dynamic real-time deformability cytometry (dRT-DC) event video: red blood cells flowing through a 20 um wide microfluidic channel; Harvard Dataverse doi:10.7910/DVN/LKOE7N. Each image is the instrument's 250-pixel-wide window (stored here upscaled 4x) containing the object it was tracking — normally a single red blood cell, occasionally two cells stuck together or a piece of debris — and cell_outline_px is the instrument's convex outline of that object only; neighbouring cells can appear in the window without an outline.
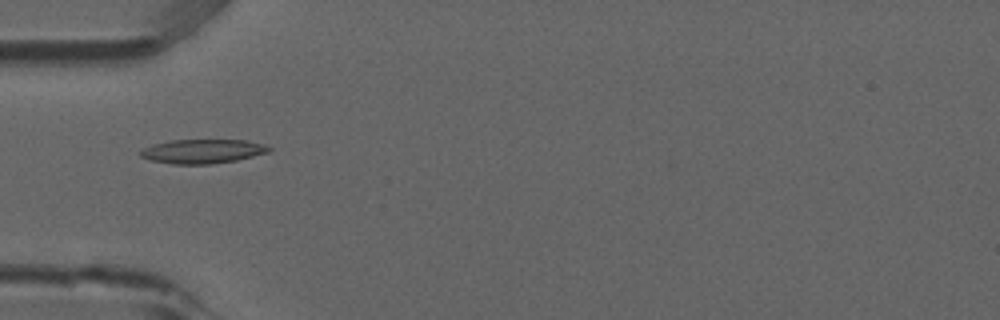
{"species": "common noctule bat (a hibernating species)", "species_latin": "Nyctalus noctula", "temperature_condition": "room temperature", "stored_images_in_passage": 3, "camera_frame_rate_fps": 3000, "um_per_image_px": 0.085, "animal": {"sex": "male", "forearm_length_mm": 52.5}, "frame": {"image": 1, "passage_image": 1, "time_ms": 0.0, "image_size_px": [1000, 320], "cell_outline_px": [[272, 148], [268, 152], [236, 160], [212, 164], [172, 164], [152, 160], [140, 156], [140, 152], [144, 148], [152, 144], [172, 140], [244, 140], [264, 144]], "centroid_in_image_um": [17.21, 12.86], "position_along_channel_um": 67.8, "area_um2": 17.92}}
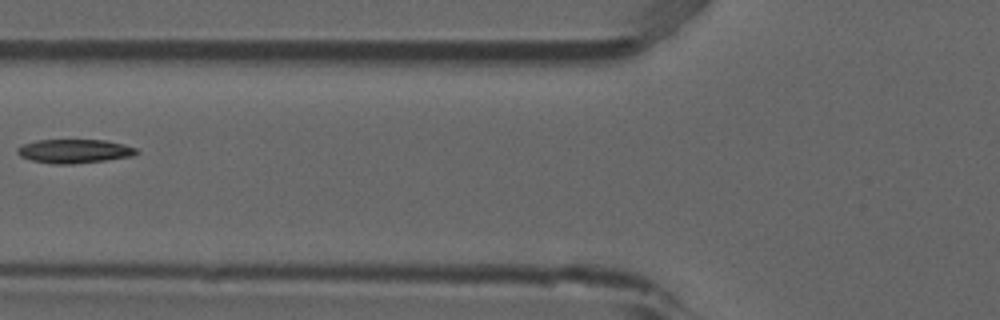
{"frame": {"image": 2, "passage_image": 2, "time_ms": 0.333, "image_size_px": [1000, 320], "cell_outline_px": [[140, 152], [132, 156], [104, 160], [72, 164], [52, 164], [32, 160], [20, 156], [16, 152], [16, 148], [24, 144], [36, 140], [104, 140], [124, 144], [136, 148]], "centroid_in_image_um": [6.31, 12.84], "position_along_channel_um": 119.5, "area_um2": 16.53}}
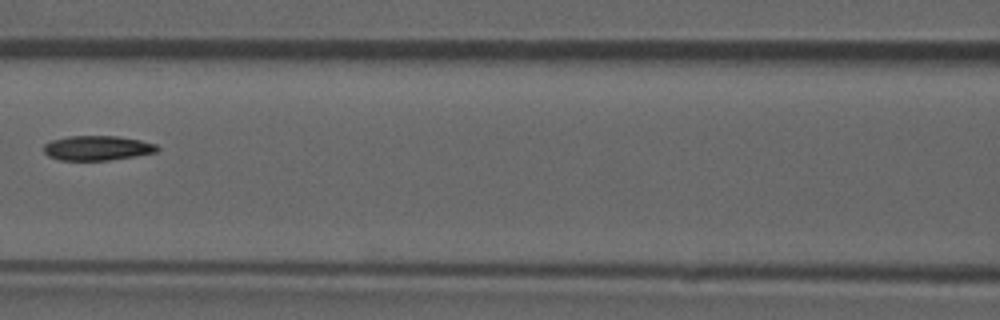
{"frame": {"image": 3, "passage_image": 3, "time_ms": 0.667, "image_size_px": [1000, 320], "cell_outline_px": [[160, 148], [156, 152], [136, 156], [108, 160], [60, 160], [48, 156], [44, 152], [44, 144], [52, 140], [68, 136], [116, 136], [140, 140], [156, 144]], "centroid_in_image_um": [8.27, 12.58], "position_along_channel_um": 158.3, "area_um2": 16.3}}